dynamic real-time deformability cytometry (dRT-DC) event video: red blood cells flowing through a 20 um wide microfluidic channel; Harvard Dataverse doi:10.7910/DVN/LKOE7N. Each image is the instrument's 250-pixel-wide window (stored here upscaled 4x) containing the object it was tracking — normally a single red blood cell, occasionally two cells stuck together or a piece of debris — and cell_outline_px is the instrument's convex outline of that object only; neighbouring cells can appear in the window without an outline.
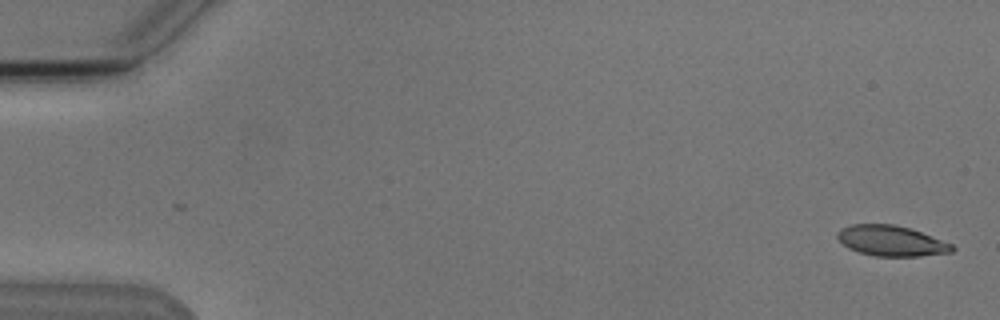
{"species": "Egyptian fruit bat (a non-hibernating species)", "species_latin": "Rousettus aegyptiacus", "temperature_condition": "cold", "stored_images_in_passage": 5, "camera_frame_rate_fps": 3000, "um_per_image_px": 0.085, "animal": {"sex": "male"}, "frame": {"image": 1, "passage_image": 1, "time_ms": 0.0, "image_size_px": [1000, 320], "cell_outline_px": [[956, 248], [952, 252], [920, 256], [876, 256], [860, 252], [848, 248], [836, 236], [840, 228], [852, 224], [892, 224], [908, 228], [920, 232], [952, 244]], "centroid_in_image_um": [75.75, 20.47], "position_along_channel_um": 9.3, "area_um2": 20.11}}
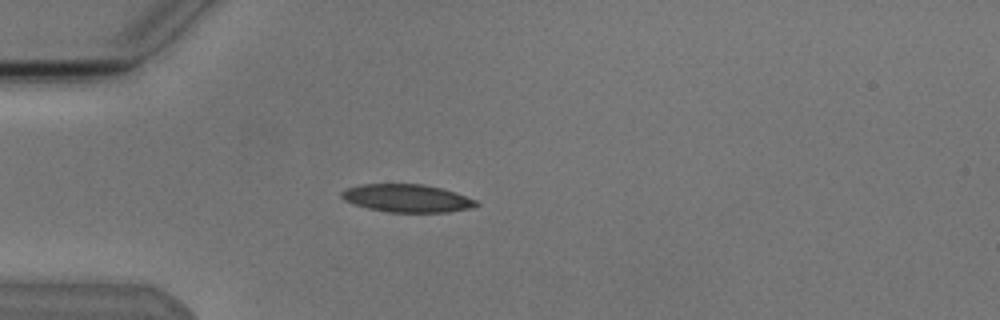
{"frame": {"image": 2, "passage_image": 4, "time_ms": 4.667, "image_size_px": [1000, 320], "cell_outline_px": [[480, 204], [468, 208], [448, 212], [388, 212], [368, 208], [344, 200], [340, 196], [340, 192], [348, 188], [360, 184], [424, 184], [456, 192], [476, 200]], "centroid_in_image_um": [34.59, 16.84], "position_along_channel_um": 50.4, "area_um2": 21.73}}